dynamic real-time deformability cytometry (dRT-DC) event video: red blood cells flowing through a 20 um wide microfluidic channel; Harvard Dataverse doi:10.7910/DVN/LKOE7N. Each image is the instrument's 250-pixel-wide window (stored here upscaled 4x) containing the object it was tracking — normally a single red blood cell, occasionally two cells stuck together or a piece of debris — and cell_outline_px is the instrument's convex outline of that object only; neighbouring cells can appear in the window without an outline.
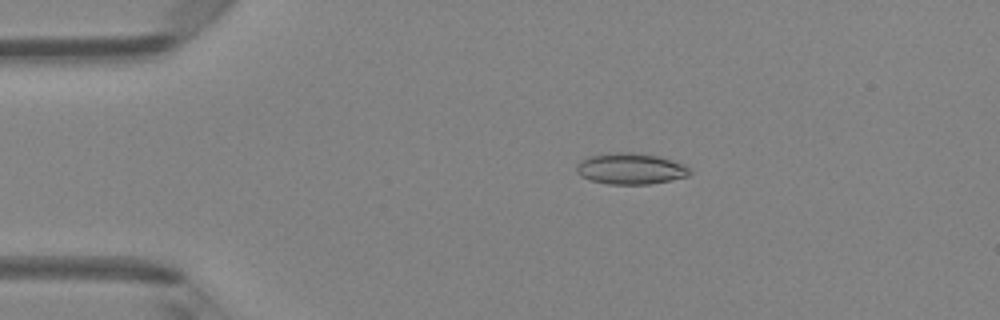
{"species": "Egyptian fruit bat (a non-hibernating species)", "species_latin": "Rousettus aegyptiacus", "temperature_condition": "room temperature", "stored_images_in_passage": 46, "camera_frame_rate_fps": 3000, "um_per_image_px": 0.085, "animal": {"sex": "female"}, "frame": {"image": 1, "passage_image": 8, "time_ms": 2.333, "image_size_px": [1000, 320], "cell_outline_px": [[692, 172], [688, 176], [672, 180], [648, 184], [608, 184], [592, 180], [580, 176], [576, 172], [576, 168], [580, 160], [588, 156], [608, 152], [628, 152], [656, 156], [672, 160], [684, 164]], "centroid_in_image_um": [53.58, 14.33], "position_along_channel_um": 31.4, "area_um2": 20.58}}
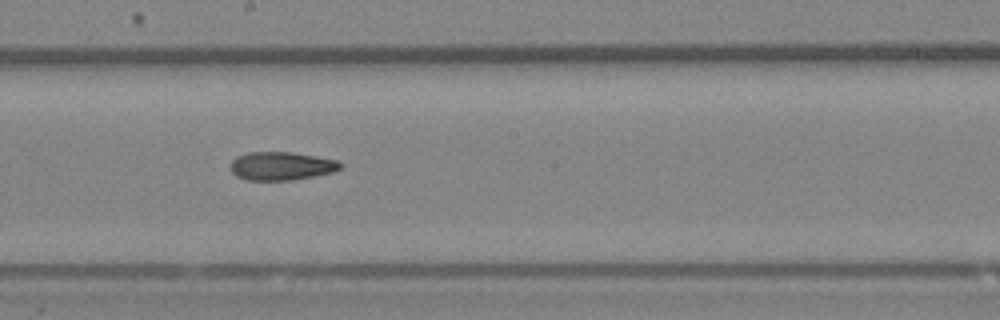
{"frame": {"image": 2, "passage_image": 25, "time_ms": 8.0, "image_size_px": [1000, 320], "cell_outline_px": [[344, 164], [340, 168], [332, 172], [292, 180], [248, 180], [236, 176], [232, 172], [232, 160], [236, 156], [248, 152], [292, 152], [316, 156], [336, 160]], "centroid_in_image_um": [23.91, 14.1], "position_along_channel_um": 224.3, "area_um2": 18.03}}
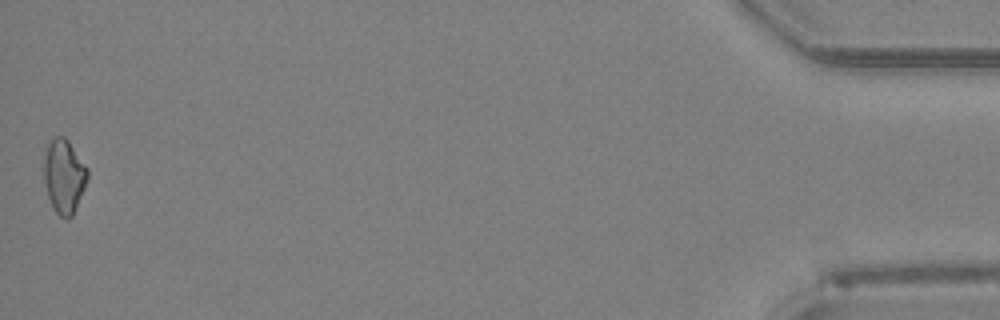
{"frame": {"image": 3, "passage_image": 46, "time_ms": 15.0, "image_size_px": [1000, 320], "cell_outline_px": [[88, 180], [72, 216], [68, 220], [64, 220], [56, 212], [48, 196], [44, 180], [44, 156], [48, 144], [52, 136], [64, 136], [68, 140], [88, 168]], "centroid_in_image_um": [5.45, 14.96], "position_along_channel_um": 429.7, "area_um2": 18.84}}